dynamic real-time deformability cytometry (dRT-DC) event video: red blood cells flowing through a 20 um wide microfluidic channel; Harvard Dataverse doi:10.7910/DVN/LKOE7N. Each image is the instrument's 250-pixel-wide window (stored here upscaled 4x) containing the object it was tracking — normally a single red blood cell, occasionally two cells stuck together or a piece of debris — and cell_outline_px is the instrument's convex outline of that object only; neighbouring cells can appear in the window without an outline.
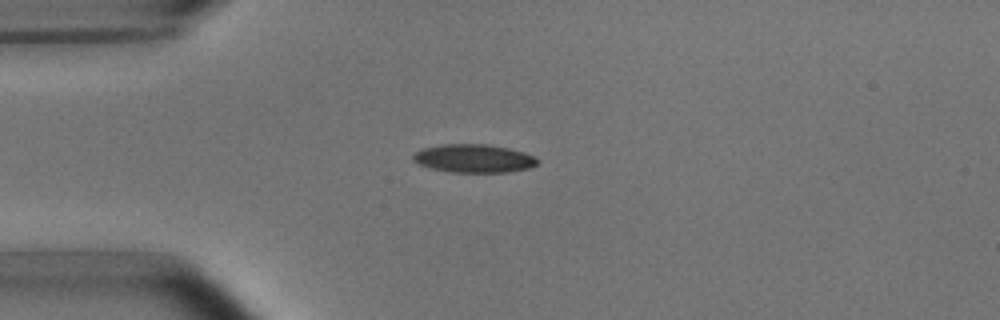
{"species": "common noctule bat (a hibernating species)", "species_latin": "Nyctalus noctula", "temperature_condition": "room temperature", "stored_images_in_passage": 2, "camera_frame_rate_fps": 3000, "um_per_image_px": 0.085, "animal": {"sex": "male", "body_mass_g": 15.6}, "frame": {"image": 1, "passage_image": 1, "time_ms": 0.0, "image_size_px": [1000, 320], "cell_outline_px": [[540, 160], [536, 164], [528, 168], [504, 172], [452, 172], [432, 168], [420, 164], [412, 160], [412, 156], [416, 152], [424, 148], [440, 144], [488, 144], [508, 148], [524, 152]], "centroid_in_image_um": [40.26, 13.46], "position_along_channel_um": 44.7, "area_um2": 20.29}}
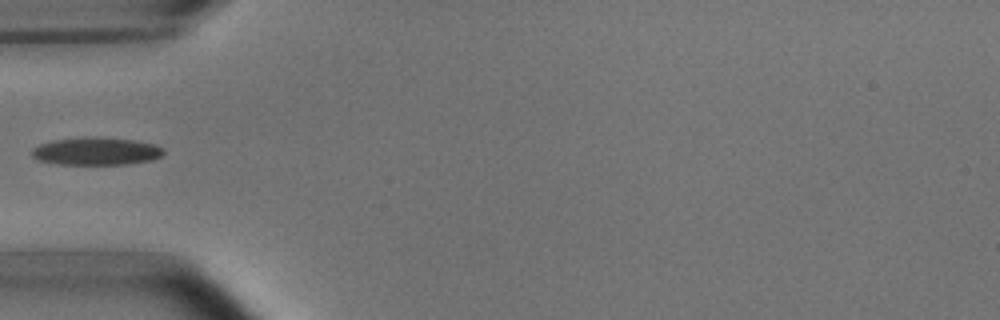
{"frame": {"image": 2, "passage_image": 2, "time_ms": 1.333, "image_size_px": [1000, 320], "cell_outline_px": [[164, 152], [160, 156], [152, 160], [128, 164], [60, 164], [40, 160], [32, 156], [32, 148], [40, 144], [52, 140], [92, 136], [100, 136], [132, 140], [156, 144], [164, 148]], "centroid_in_image_um": [8.2, 12.84], "position_along_channel_um": 76.8, "area_um2": 21.33}}